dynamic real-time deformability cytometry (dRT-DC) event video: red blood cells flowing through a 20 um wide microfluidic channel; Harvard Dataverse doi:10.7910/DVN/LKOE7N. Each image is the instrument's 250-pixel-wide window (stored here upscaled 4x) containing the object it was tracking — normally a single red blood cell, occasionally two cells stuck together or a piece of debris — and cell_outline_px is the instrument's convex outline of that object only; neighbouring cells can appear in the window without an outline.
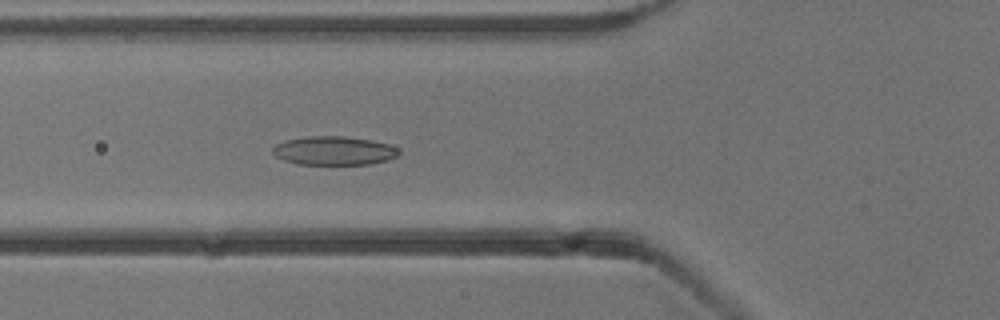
{"species": "common noctule bat (a hibernating species)", "species_latin": "Nyctalus noctula", "temperature_condition": "cold", "stored_images_in_passage": 53, "camera_frame_rate_fps": 3000, "um_per_image_px": 0.085, "animal": {"sex": "male", "body_mass_g": 13.3}, "frame": {"image": 1, "passage_image": 19, "time_ms": 6.0, "image_size_px": [1000, 320], "cell_outline_px": [[400, 156], [388, 160], [368, 164], [296, 164], [284, 160], [276, 156], [272, 152], [272, 148], [276, 144], [284, 140], [308, 136], [344, 136], [372, 140], [388, 144], [396, 148], [400, 152]], "centroid_in_image_um": [28.38, 12.8], "position_along_channel_um": 97.4, "area_um2": 21.21}}
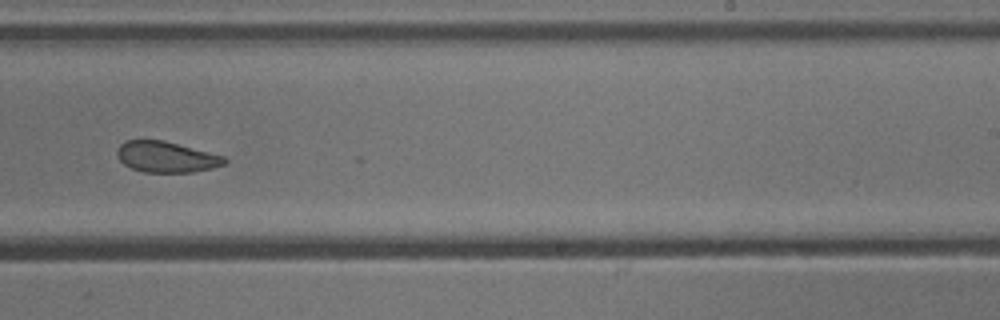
{"frame": {"image": 2, "passage_image": 33, "time_ms": 10.667, "image_size_px": [1000, 320], "cell_outline_px": [[228, 160], [224, 164], [212, 168], [196, 172], [144, 172], [132, 168], [124, 164], [120, 160], [116, 152], [120, 144], [128, 140], [164, 140], [224, 156]], "centroid_in_image_um": [14.14, 13.34], "position_along_channel_um": 274.9, "area_um2": 19.25}}
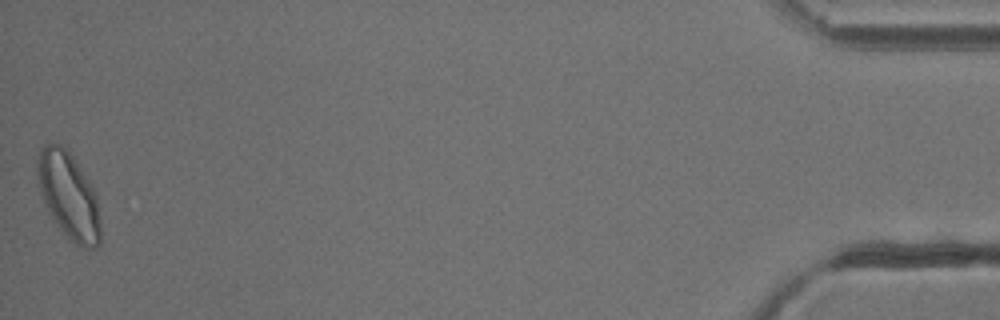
{"frame": {"image": 3, "passage_image": 53, "time_ms": 17.333, "image_size_px": [1000, 320], "cell_outline_px": [[100, 244], [96, 248], [80, 248], [68, 240], [48, 212], [36, 184], [36, 160], [40, 148], [44, 144], [60, 144], [68, 148], [88, 180], [96, 196], [100, 220]], "centroid_in_image_um": [5.8, 16.63], "position_along_channel_um": 429.4, "area_um2": 32.43}, "authors_computed_cell_mechanics": {"area_um2": 22.0218, "velocity_mm_per_s": 3.8031, "shape_relaxation_time_tau1_ms": 5.2668, "shape_relaxation_time_tau2_ms": 4.3491, "deformation_change_tau1": 0.1178, "deformation_change_tau2": 0.0939}}